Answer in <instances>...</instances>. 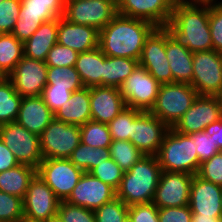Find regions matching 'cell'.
Masks as SVG:
<instances>
[{
    "label": "cell",
    "instance_id": "obj_24",
    "mask_svg": "<svg viewBox=\"0 0 222 222\" xmlns=\"http://www.w3.org/2000/svg\"><path fill=\"white\" fill-rule=\"evenodd\" d=\"M54 119V113L41 96L22 97L16 122L38 136Z\"/></svg>",
    "mask_w": 222,
    "mask_h": 222
},
{
    "label": "cell",
    "instance_id": "obj_3",
    "mask_svg": "<svg viewBox=\"0 0 222 222\" xmlns=\"http://www.w3.org/2000/svg\"><path fill=\"white\" fill-rule=\"evenodd\" d=\"M162 169L156 155H143L124 172L116 197L127 206L152 203Z\"/></svg>",
    "mask_w": 222,
    "mask_h": 222
},
{
    "label": "cell",
    "instance_id": "obj_19",
    "mask_svg": "<svg viewBox=\"0 0 222 222\" xmlns=\"http://www.w3.org/2000/svg\"><path fill=\"white\" fill-rule=\"evenodd\" d=\"M174 3L172 0H117L120 15L150 22L164 27L171 19Z\"/></svg>",
    "mask_w": 222,
    "mask_h": 222
},
{
    "label": "cell",
    "instance_id": "obj_50",
    "mask_svg": "<svg viewBox=\"0 0 222 222\" xmlns=\"http://www.w3.org/2000/svg\"><path fill=\"white\" fill-rule=\"evenodd\" d=\"M19 162L13 152L0 139V173L15 168Z\"/></svg>",
    "mask_w": 222,
    "mask_h": 222
},
{
    "label": "cell",
    "instance_id": "obj_29",
    "mask_svg": "<svg viewBox=\"0 0 222 222\" xmlns=\"http://www.w3.org/2000/svg\"><path fill=\"white\" fill-rule=\"evenodd\" d=\"M36 169L32 166L19 164L15 168L0 173V191L24 198Z\"/></svg>",
    "mask_w": 222,
    "mask_h": 222
},
{
    "label": "cell",
    "instance_id": "obj_42",
    "mask_svg": "<svg viewBox=\"0 0 222 222\" xmlns=\"http://www.w3.org/2000/svg\"><path fill=\"white\" fill-rule=\"evenodd\" d=\"M209 26L213 49L222 53V0L209 3Z\"/></svg>",
    "mask_w": 222,
    "mask_h": 222
},
{
    "label": "cell",
    "instance_id": "obj_12",
    "mask_svg": "<svg viewBox=\"0 0 222 222\" xmlns=\"http://www.w3.org/2000/svg\"><path fill=\"white\" fill-rule=\"evenodd\" d=\"M117 14V0H76L67 1L63 17L101 31Z\"/></svg>",
    "mask_w": 222,
    "mask_h": 222
},
{
    "label": "cell",
    "instance_id": "obj_35",
    "mask_svg": "<svg viewBox=\"0 0 222 222\" xmlns=\"http://www.w3.org/2000/svg\"><path fill=\"white\" fill-rule=\"evenodd\" d=\"M81 143L92 148H109L112 142L109 127L106 123L90 120L79 126Z\"/></svg>",
    "mask_w": 222,
    "mask_h": 222
},
{
    "label": "cell",
    "instance_id": "obj_34",
    "mask_svg": "<svg viewBox=\"0 0 222 222\" xmlns=\"http://www.w3.org/2000/svg\"><path fill=\"white\" fill-rule=\"evenodd\" d=\"M46 84L54 88H67L71 92L85 87L74 66L48 67Z\"/></svg>",
    "mask_w": 222,
    "mask_h": 222
},
{
    "label": "cell",
    "instance_id": "obj_46",
    "mask_svg": "<svg viewBox=\"0 0 222 222\" xmlns=\"http://www.w3.org/2000/svg\"><path fill=\"white\" fill-rule=\"evenodd\" d=\"M195 141L196 152L199 162L202 163L210 159L213 155L221 152L217 142L211 138L205 131L190 134Z\"/></svg>",
    "mask_w": 222,
    "mask_h": 222
},
{
    "label": "cell",
    "instance_id": "obj_52",
    "mask_svg": "<svg viewBox=\"0 0 222 222\" xmlns=\"http://www.w3.org/2000/svg\"><path fill=\"white\" fill-rule=\"evenodd\" d=\"M192 222H222V216H202L201 214H192Z\"/></svg>",
    "mask_w": 222,
    "mask_h": 222
},
{
    "label": "cell",
    "instance_id": "obj_55",
    "mask_svg": "<svg viewBox=\"0 0 222 222\" xmlns=\"http://www.w3.org/2000/svg\"><path fill=\"white\" fill-rule=\"evenodd\" d=\"M18 222H42V221L31 220L29 218L23 217Z\"/></svg>",
    "mask_w": 222,
    "mask_h": 222
},
{
    "label": "cell",
    "instance_id": "obj_36",
    "mask_svg": "<svg viewBox=\"0 0 222 222\" xmlns=\"http://www.w3.org/2000/svg\"><path fill=\"white\" fill-rule=\"evenodd\" d=\"M110 157L127 172L144 155L134 144L127 140H112Z\"/></svg>",
    "mask_w": 222,
    "mask_h": 222
},
{
    "label": "cell",
    "instance_id": "obj_5",
    "mask_svg": "<svg viewBox=\"0 0 222 222\" xmlns=\"http://www.w3.org/2000/svg\"><path fill=\"white\" fill-rule=\"evenodd\" d=\"M197 97L198 93L191 84H161L155 105L150 112L169 127H173Z\"/></svg>",
    "mask_w": 222,
    "mask_h": 222
},
{
    "label": "cell",
    "instance_id": "obj_41",
    "mask_svg": "<svg viewBox=\"0 0 222 222\" xmlns=\"http://www.w3.org/2000/svg\"><path fill=\"white\" fill-rule=\"evenodd\" d=\"M57 215L62 222H96L94 210L60 201Z\"/></svg>",
    "mask_w": 222,
    "mask_h": 222
},
{
    "label": "cell",
    "instance_id": "obj_58",
    "mask_svg": "<svg viewBox=\"0 0 222 222\" xmlns=\"http://www.w3.org/2000/svg\"><path fill=\"white\" fill-rule=\"evenodd\" d=\"M124 222H132L129 217H127Z\"/></svg>",
    "mask_w": 222,
    "mask_h": 222
},
{
    "label": "cell",
    "instance_id": "obj_51",
    "mask_svg": "<svg viewBox=\"0 0 222 222\" xmlns=\"http://www.w3.org/2000/svg\"><path fill=\"white\" fill-rule=\"evenodd\" d=\"M204 131L217 142V146L222 151V118L211 123Z\"/></svg>",
    "mask_w": 222,
    "mask_h": 222
},
{
    "label": "cell",
    "instance_id": "obj_33",
    "mask_svg": "<svg viewBox=\"0 0 222 222\" xmlns=\"http://www.w3.org/2000/svg\"><path fill=\"white\" fill-rule=\"evenodd\" d=\"M110 158L109 148H92L91 146L80 143L68 158L77 168L89 173L101 162Z\"/></svg>",
    "mask_w": 222,
    "mask_h": 222
},
{
    "label": "cell",
    "instance_id": "obj_28",
    "mask_svg": "<svg viewBox=\"0 0 222 222\" xmlns=\"http://www.w3.org/2000/svg\"><path fill=\"white\" fill-rule=\"evenodd\" d=\"M105 58L106 55L99 47L78 54L74 67L85 87L102 86Z\"/></svg>",
    "mask_w": 222,
    "mask_h": 222
},
{
    "label": "cell",
    "instance_id": "obj_25",
    "mask_svg": "<svg viewBox=\"0 0 222 222\" xmlns=\"http://www.w3.org/2000/svg\"><path fill=\"white\" fill-rule=\"evenodd\" d=\"M166 56L173 76V82L192 83L193 52L179 45L166 30Z\"/></svg>",
    "mask_w": 222,
    "mask_h": 222
},
{
    "label": "cell",
    "instance_id": "obj_54",
    "mask_svg": "<svg viewBox=\"0 0 222 222\" xmlns=\"http://www.w3.org/2000/svg\"><path fill=\"white\" fill-rule=\"evenodd\" d=\"M44 222H62V220L60 219L58 215H56L54 217H50L47 221H44Z\"/></svg>",
    "mask_w": 222,
    "mask_h": 222
},
{
    "label": "cell",
    "instance_id": "obj_14",
    "mask_svg": "<svg viewBox=\"0 0 222 222\" xmlns=\"http://www.w3.org/2000/svg\"><path fill=\"white\" fill-rule=\"evenodd\" d=\"M222 118L218 96L198 95L192 106L172 127L182 134L203 132L211 123Z\"/></svg>",
    "mask_w": 222,
    "mask_h": 222
},
{
    "label": "cell",
    "instance_id": "obj_2",
    "mask_svg": "<svg viewBox=\"0 0 222 222\" xmlns=\"http://www.w3.org/2000/svg\"><path fill=\"white\" fill-rule=\"evenodd\" d=\"M155 28L150 22L117 14L99 31V48L106 56L139 60L145 40Z\"/></svg>",
    "mask_w": 222,
    "mask_h": 222
},
{
    "label": "cell",
    "instance_id": "obj_45",
    "mask_svg": "<svg viewBox=\"0 0 222 222\" xmlns=\"http://www.w3.org/2000/svg\"><path fill=\"white\" fill-rule=\"evenodd\" d=\"M197 175L222 187V151L202 162Z\"/></svg>",
    "mask_w": 222,
    "mask_h": 222
},
{
    "label": "cell",
    "instance_id": "obj_56",
    "mask_svg": "<svg viewBox=\"0 0 222 222\" xmlns=\"http://www.w3.org/2000/svg\"><path fill=\"white\" fill-rule=\"evenodd\" d=\"M173 3H183L185 0H172Z\"/></svg>",
    "mask_w": 222,
    "mask_h": 222
},
{
    "label": "cell",
    "instance_id": "obj_47",
    "mask_svg": "<svg viewBox=\"0 0 222 222\" xmlns=\"http://www.w3.org/2000/svg\"><path fill=\"white\" fill-rule=\"evenodd\" d=\"M72 92L67 88H54V86H45L41 93V98L50 110L55 113L60 107L69 100Z\"/></svg>",
    "mask_w": 222,
    "mask_h": 222
},
{
    "label": "cell",
    "instance_id": "obj_48",
    "mask_svg": "<svg viewBox=\"0 0 222 222\" xmlns=\"http://www.w3.org/2000/svg\"><path fill=\"white\" fill-rule=\"evenodd\" d=\"M128 217L132 222H159L158 208L153 203L129 206Z\"/></svg>",
    "mask_w": 222,
    "mask_h": 222
},
{
    "label": "cell",
    "instance_id": "obj_1",
    "mask_svg": "<svg viewBox=\"0 0 222 222\" xmlns=\"http://www.w3.org/2000/svg\"><path fill=\"white\" fill-rule=\"evenodd\" d=\"M164 27L179 45L191 52L213 49L209 3H174L171 19Z\"/></svg>",
    "mask_w": 222,
    "mask_h": 222
},
{
    "label": "cell",
    "instance_id": "obj_43",
    "mask_svg": "<svg viewBox=\"0 0 222 222\" xmlns=\"http://www.w3.org/2000/svg\"><path fill=\"white\" fill-rule=\"evenodd\" d=\"M78 52L58 42L48 52L45 63L48 67L75 66Z\"/></svg>",
    "mask_w": 222,
    "mask_h": 222
},
{
    "label": "cell",
    "instance_id": "obj_10",
    "mask_svg": "<svg viewBox=\"0 0 222 222\" xmlns=\"http://www.w3.org/2000/svg\"><path fill=\"white\" fill-rule=\"evenodd\" d=\"M191 85L198 95L219 96L222 93V53L214 49L193 52Z\"/></svg>",
    "mask_w": 222,
    "mask_h": 222
},
{
    "label": "cell",
    "instance_id": "obj_39",
    "mask_svg": "<svg viewBox=\"0 0 222 222\" xmlns=\"http://www.w3.org/2000/svg\"><path fill=\"white\" fill-rule=\"evenodd\" d=\"M89 173L115 190L118 189L124 175V171L111 157L94 167Z\"/></svg>",
    "mask_w": 222,
    "mask_h": 222
},
{
    "label": "cell",
    "instance_id": "obj_49",
    "mask_svg": "<svg viewBox=\"0 0 222 222\" xmlns=\"http://www.w3.org/2000/svg\"><path fill=\"white\" fill-rule=\"evenodd\" d=\"M158 219L159 222H192V212L189 205L160 208Z\"/></svg>",
    "mask_w": 222,
    "mask_h": 222
},
{
    "label": "cell",
    "instance_id": "obj_11",
    "mask_svg": "<svg viewBox=\"0 0 222 222\" xmlns=\"http://www.w3.org/2000/svg\"><path fill=\"white\" fill-rule=\"evenodd\" d=\"M160 85L144 67L138 65L119 89L126 107L150 112L155 105Z\"/></svg>",
    "mask_w": 222,
    "mask_h": 222
},
{
    "label": "cell",
    "instance_id": "obj_53",
    "mask_svg": "<svg viewBox=\"0 0 222 222\" xmlns=\"http://www.w3.org/2000/svg\"><path fill=\"white\" fill-rule=\"evenodd\" d=\"M217 0H185V2H195V3H211Z\"/></svg>",
    "mask_w": 222,
    "mask_h": 222
},
{
    "label": "cell",
    "instance_id": "obj_21",
    "mask_svg": "<svg viewBox=\"0 0 222 222\" xmlns=\"http://www.w3.org/2000/svg\"><path fill=\"white\" fill-rule=\"evenodd\" d=\"M222 187L204 180L197 174L193 176L190 188L189 207L192 214L202 216H222Z\"/></svg>",
    "mask_w": 222,
    "mask_h": 222
},
{
    "label": "cell",
    "instance_id": "obj_26",
    "mask_svg": "<svg viewBox=\"0 0 222 222\" xmlns=\"http://www.w3.org/2000/svg\"><path fill=\"white\" fill-rule=\"evenodd\" d=\"M54 118L78 126L90 121V87L72 92L69 100L54 113Z\"/></svg>",
    "mask_w": 222,
    "mask_h": 222
},
{
    "label": "cell",
    "instance_id": "obj_15",
    "mask_svg": "<svg viewBox=\"0 0 222 222\" xmlns=\"http://www.w3.org/2000/svg\"><path fill=\"white\" fill-rule=\"evenodd\" d=\"M22 201L24 217L42 222L57 215L60 203L52 189L37 174L31 179Z\"/></svg>",
    "mask_w": 222,
    "mask_h": 222
},
{
    "label": "cell",
    "instance_id": "obj_8",
    "mask_svg": "<svg viewBox=\"0 0 222 222\" xmlns=\"http://www.w3.org/2000/svg\"><path fill=\"white\" fill-rule=\"evenodd\" d=\"M0 139L13 152L19 164L38 168L43 160L40 136L15 122L0 125Z\"/></svg>",
    "mask_w": 222,
    "mask_h": 222
},
{
    "label": "cell",
    "instance_id": "obj_40",
    "mask_svg": "<svg viewBox=\"0 0 222 222\" xmlns=\"http://www.w3.org/2000/svg\"><path fill=\"white\" fill-rule=\"evenodd\" d=\"M23 217L22 198L0 191V222H18Z\"/></svg>",
    "mask_w": 222,
    "mask_h": 222
},
{
    "label": "cell",
    "instance_id": "obj_16",
    "mask_svg": "<svg viewBox=\"0 0 222 222\" xmlns=\"http://www.w3.org/2000/svg\"><path fill=\"white\" fill-rule=\"evenodd\" d=\"M47 69L44 61L24 56L7 77L21 97L41 96L47 85Z\"/></svg>",
    "mask_w": 222,
    "mask_h": 222
},
{
    "label": "cell",
    "instance_id": "obj_23",
    "mask_svg": "<svg viewBox=\"0 0 222 222\" xmlns=\"http://www.w3.org/2000/svg\"><path fill=\"white\" fill-rule=\"evenodd\" d=\"M57 42L82 53L99 47V31L92 26L69 22L62 16L58 18Z\"/></svg>",
    "mask_w": 222,
    "mask_h": 222
},
{
    "label": "cell",
    "instance_id": "obj_4",
    "mask_svg": "<svg viewBox=\"0 0 222 222\" xmlns=\"http://www.w3.org/2000/svg\"><path fill=\"white\" fill-rule=\"evenodd\" d=\"M162 171L196 175L200 162L195 141L190 134H182L170 127L156 155Z\"/></svg>",
    "mask_w": 222,
    "mask_h": 222
},
{
    "label": "cell",
    "instance_id": "obj_6",
    "mask_svg": "<svg viewBox=\"0 0 222 222\" xmlns=\"http://www.w3.org/2000/svg\"><path fill=\"white\" fill-rule=\"evenodd\" d=\"M19 17L12 34L23 43L44 22L62 17L67 1L20 0Z\"/></svg>",
    "mask_w": 222,
    "mask_h": 222
},
{
    "label": "cell",
    "instance_id": "obj_61",
    "mask_svg": "<svg viewBox=\"0 0 222 222\" xmlns=\"http://www.w3.org/2000/svg\"><path fill=\"white\" fill-rule=\"evenodd\" d=\"M221 210H222V194H221Z\"/></svg>",
    "mask_w": 222,
    "mask_h": 222
},
{
    "label": "cell",
    "instance_id": "obj_9",
    "mask_svg": "<svg viewBox=\"0 0 222 222\" xmlns=\"http://www.w3.org/2000/svg\"><path fill=\"white\" fill-rule=\"evenodd\" d=\"M80 143V127L55 118L40 135V148L43 159H68Z\"/></svg>",
    "mask_w": 222,
    "mask_h": 222
},
{
    "label": "cell",
    "instance_id": "obj_18",
    "mask_svg": "<svg viewBox=\"0 0 222 222\" xmlns=\"http://www.w3.org/2000/svg\"><path fill=\"white\" fill-rule=\"evenodd\" d=\"M193 176L186 173L162 171L152 203L158 209L189 205Z\"/></svg>",
    "mask_w": 222,
    "mask_h": 222
},
{
    "label": "cell",
    "instance_id": "obj_37",
    "mask_svg": "<svg viewBox=\"0 0 222 222\" xmlns=\"http://www.w3.org/2000/svg\"><path fill=\"white\" fill-rule=\"evenodd\" d=\"M143 111L125 107L111 122L107 125L112 140H127L131 142L132 122Z\"/></svg>",
    "mask_w": 222,
    "mask_h": 222
},
{
    "label": "cell",
    "instance_id": "obj_32",
    "mask_svg": "<svg viewBox=\"0 0 222 222\" xmlns=\"http://www.w3.org/2000/svg\"><path fill=\"white\" fill-rule=\"evenodd\" d=\"M21 100L11 80L0 78V125L16 121Z\"/></svg>",
    "mask_w": 222,
    "mask_h": 222
},
{
    "label": "cell",
    "instance_id": "obj_59",
    "mask_svg": "<svg viewBox=\"0 0 222 222\" xmlns=\"http://www.w3.org/2000/svg\"><path fill=\"white\" fill-rule=\"evenodd\" d=\"M43 1H66V0H43Z\"/></svg>",
    "mask_w": 222,
    "mask_h": 222
},
{
    "label": "cell",
    "instance_id": "obj_60",
    "mask_svg": "<svg viewBox=\"0 0 222 222\" xmlns=\"http://www.w3.org/2000/svg\"><path fill=\"white\" fill-rule=\"evenodd\" d=\"M3 77H5V76L0 72V78H3Z\"/></svg>",
    "mask_w": 222,
    "mask_h": 222
},
{
    "label": "cell",
    "instance_id": "obj_7",
    "mask_svg": "<svg viewBox=\"0 0 222 222\" xmlns=\"http://www.w3.org/2000/svg\"><path fill=\"white\" fill-rule=\"evenodd\" d=\"M84 171L77 168L69 159H43L36 174L52 189L60 201H66L79 182Z\"/></svg>",
    "mask_w": 222,
    "mask_h": 222
},
{
    "label": "cell",
    "instance_id": "obj_31",
    "mask_svg": "<svg viewBox=\"0 0 222 222\" xmlns=\"http://www.w3.org/2000/svg\"><path fill=\"white\" fill-rule=\"evenodd\" d=\"M24 57V44L12 33L0 34V72L7 77Z\"/></svg>",
    "mask_w": 222,
    "mask_h": 222
},
{
    "label": "cell",
    "instance_id": "obj_38",
    "mask_svg": "<svg viewBox=\"0 0 222 222\" xmlns=\"http://www.w3.org/2000/svg\"><path fill=\"white\" fill-rule=\"evenodd\" d=\"M128 209L129 206L116 197L94 210L96 222H124Z\"/></svg>",
    "mask_w": 222,
    "mask_h": 222
},
{
    "label": "cell",
    "instance_id": "obj_27",
    "mask_svg": "<svg viewBox=\"0 0 222 222\" xmlns=\"http://www.w3.org/2000/svg\"><path fill=\"white\" fill-rule=\"evenodd\" d=\"M58 18L44 22L26 40L24 44V56L30 59L44 61L48 52L57 43Z\"/></svg>",
    "mask_w": 222,
    "mask_h": 222
},
{
    "label": "cell",
    "instance_id": "obj_44",
    "mask_svg": "<svg viewBox=\"0 0 222 222\" xmlns=\"http://www.w3.org/2000/svg\"><path fill=\"white\" fill-rule=\"evenodd\" d=\"M20 9V0H3L0 2V34L12 32L19 17Z\"/></svg>",
    "mask_w": 222,
    "mask_h": 222
},
{
    "label": "cell",
    "instance_id": "obj_57",
    "mask_svg": "<svg viewBox=\"0 0 222 222\" xmlns=\"http://www.w3.org/2000/svg\"><path fill=\"white\" fill-rule=\"evenodd\" d=\"M221 102V110H222V93L218 96Z\"/></svg>",
    "mask_w": 222,
    "mask_h": 222
},
{
    "label": "cell",
    "instance_id": "obj_13",
    "mask_svg": "<svg viewBox=\"0 0 222 222\" xmlns=\"http://www.w3.org/2000/svg\"><path fill=\"white\" fill-rule=\"evenodd\" d=\"M139 65L144 67L160 84L173 83L166 56L165 27H156L146 38Z\"/></svg>",
    "mask_w": 222,
    "mask_h": 222
},
{
    "label": "cell",
    "instance_id": "obj_22",
    "mask_svg": "<svg viewBox=\"0 0 222 222\" xmlns=\"http://www.w3.org/2000/svg\"><path fill=\"white\" fill-rule=\"evenodd\" d=\"M125 107V101L118 87H90L91 120L108 124Z\"/></svg>",
    "mask_w": 222,
    "mask_h": 222
},
{
    "label": "cell",
    "instance_id": "obj_30",
    "mask_svg": "<svg viewBox=\"0 0 222 222\" xmlns=\"http://www.w3.org/2000/svg\"><path fill=\"white\" fill-rule=\"evenodd\" d=\"M139 65V60L106 56L103 60L102 86L120 87Z\"/></svg>",
    "mask_w": 222,
    "mask_h": 222
},
{
    "label": "cell",
    "instance_id": "obj_20",
    "mask_svg": "<svg viewBox=\"0 0 222 222\" xmlns=\"http://www.w3.org/2000/svg\"><path fill=\"white\" fill-rule=\"evenodd\" d=\"M116 198V190L100 179L84 172L66 202L95 210Z\"/></svg>",
    "mask_w": 222,
    "mask_h": 222
},
{
    "label": "cell",
    "instance_id": "obj_17",
    "mask_svg": "<svg viewBox=\"0 0 222 222\" xmlns=\"http://www.w3.org/2000/svg\"><path fill=\"white\" fill-rule=\"evenodd\" d=\"M170 127L151 112H142L133 122L131 142L144 155H157Z\"/></svg>",
    "mask_w": 222,
    "mask_h": 222
}]
</instances>
